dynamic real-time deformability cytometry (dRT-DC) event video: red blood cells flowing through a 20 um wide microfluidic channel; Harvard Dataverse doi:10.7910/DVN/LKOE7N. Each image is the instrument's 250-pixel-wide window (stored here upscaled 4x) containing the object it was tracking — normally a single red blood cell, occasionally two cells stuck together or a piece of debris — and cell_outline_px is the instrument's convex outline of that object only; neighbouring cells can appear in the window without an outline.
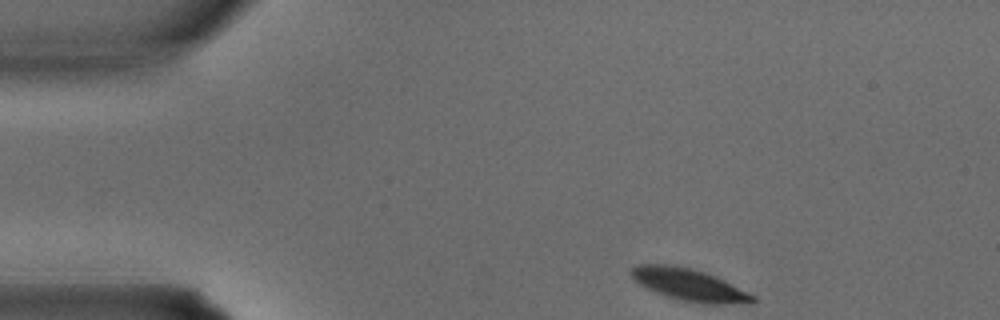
{"species": "common noctule bat (a hibernating species)", "species_latin": "Nyctalus noctula", "temperature_condition": "warm", "stored_images_in_passage": 25, "camera_frame_rate_fps": 3000, "um_per_image_px": 0.085, "animal": {"sex": "male", "body_mass_g": 15.6}, "frame": {"image": 1, "passage_image": 1, "time_ms": 0.0, "image_size_px": [1000, 320], "cell_outline_px": [[756, 300], [752, 304], [704, 304], [680, 300], [656, 292], [640, 284], [632, 276], [632, 268], [640, 264], [668, 264], [692, 268], [716, 276], [756, 296]], "centroid_in_image_um": [58.66, 24.22], "position_along_channel_um": 26.3, "area_um2": 22.6}}
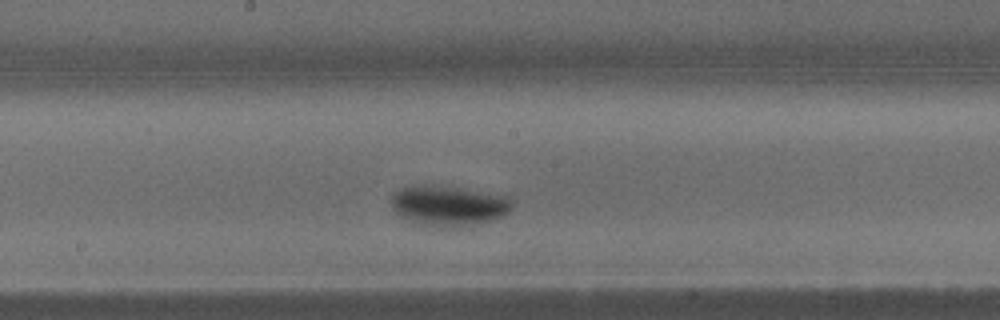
{"frame": {"image": 2, "passage_image": 14, "time_ms": 4.333, "image_size_px": [1000, 320], "cell_outline_px": [[512, 208], [508, 212], [500, 216], [488, 220], [472, 224], [452, 228], [432, 228], [420, 224], [400, 216], [392, 208], [392, 196], [396, 192], [412, 184], [428, 184], [460, 188], [508, 196], [512, 200]], "centroid_in_image_um": [38.1, 17.48], "position_along_channel_um": 210.1, "area_um2": 28.32}}
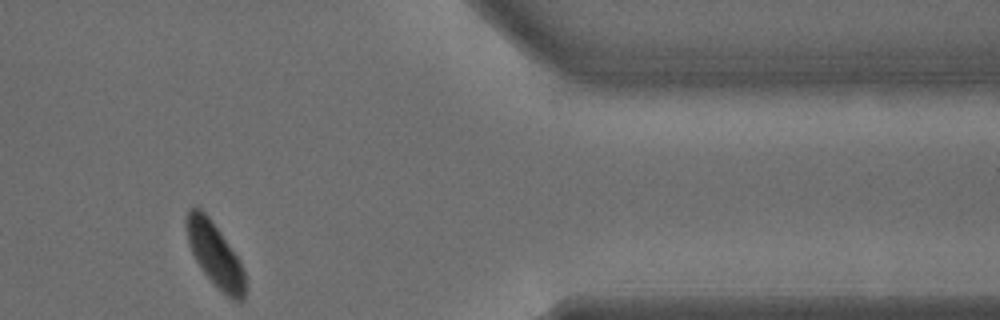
{"frame": {"image": 3, "passage_image": 25, "time_ms": 8.0, "image_size_px": [1000, 320], "cell_outline_px": [[244, 300], [240, 304], [232, 300], [204, 272], [196, 260], [188, 244], [184, 224], [184, 220], [188, 208], [200, 208], [208, 216], [220, 232], [240, 260], [244, 272]], "centroid_in_image_um": [18.24, 21.61], "position_along_channel_um": 393.2, "area_um2": 21.62}}